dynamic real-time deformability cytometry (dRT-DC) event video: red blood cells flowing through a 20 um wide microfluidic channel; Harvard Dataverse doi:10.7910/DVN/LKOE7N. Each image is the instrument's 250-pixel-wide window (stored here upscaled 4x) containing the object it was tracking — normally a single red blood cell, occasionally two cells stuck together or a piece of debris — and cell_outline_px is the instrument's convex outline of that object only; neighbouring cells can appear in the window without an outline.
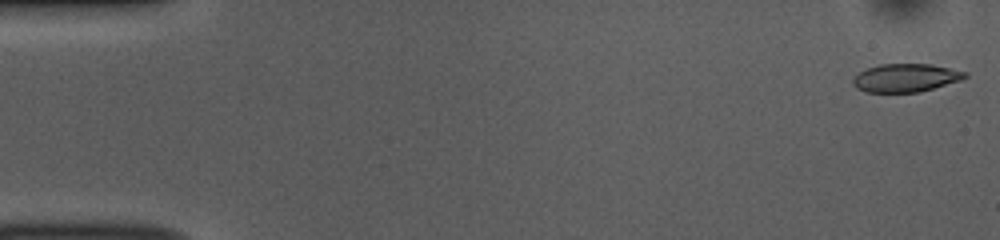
{"species": "common noctule bat (a hibernating species)", "species_latin": "Nyctalus noctula", "temperature_condition": "room temperature", "stored_images_in_passage": 51, "camera_frame_rate_fps": 3000, "um_per_image_px": 0.085, "animal": {"sex": "female", "body_mass_g": 10.0, "forearm_length_mm": 53.1}, "frame": {"image": 1, "passage_image": 1, "time_ms": 0.0, "image_size_px": [1000, 240], "cell_outline_px": [[968, 76], [960, 80], [920, 92], [868, 92], [856, 88], [852, 84], [852, 80], [860, 72], [868, 68], [880, 64], [932, 64], [968, 72]], "centroid_in_image_um": [77.0, 6.61], "position_along_channel_um": 8.0, "area_um2": 18.32}}
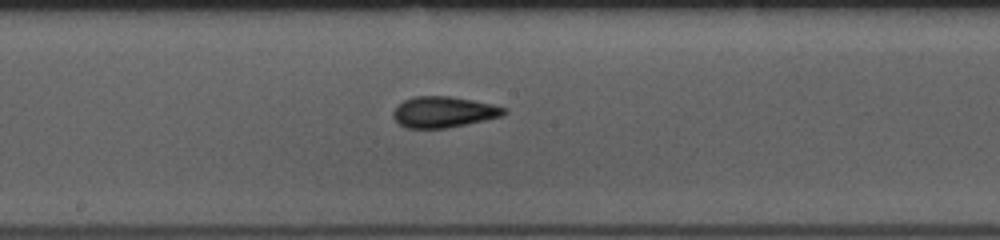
{"frame": {"image": 2, "passage_image": 27, "time_ms": 8.667, "image_size_px": [1000, 240], "cell_outline_px": [[508, 112], [504, 116], [448, 128], [408, 128], [400, 124], [392, 116], [392, 112], [404, 100], [412, 96], [448, 96], [472, 100], [492, 104], [508, 108]], "centroid_in_image_um": [37.75, 9.52], "position_along_channel_um": 210.5, "area_um2": 20.06}}
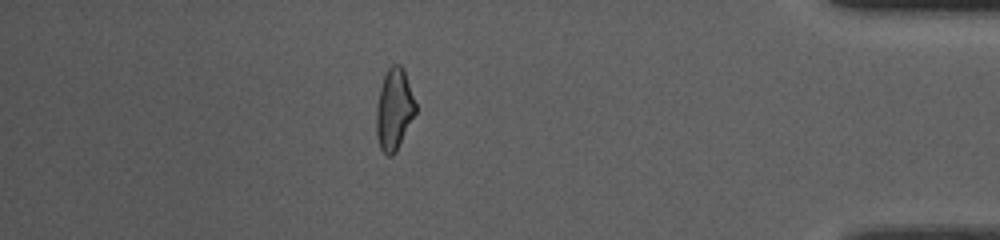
{"frame": {"image": 3, "passage_image": 45, "time_ms": 14.667, "image_size_px": [1000, 240], "cell_outline_px": [[416, 112], [396, 152], [392, 156], [388, 156], [380, 148], [376, 136], [376, 108], [380, 88], [384, 76], [388, 68], [392, 64], [400, 64], [404, 68], [416, 104]], "centroid_in_image_um": [33.5, 9.29], "position_along_channel_um": 401.7, "area_um2": 18.67}, "authors_computed_cell_mechanics": {"area_um2": 19.363, "velocity_mm_per_s": 3.8647, "shape_relaxation_time_tau1_ms": 6.7375, "shape_relaxation_time_tau2_ms": 1.946, "deformation_change_tau1": 0.1698, "deformation_change_tau2": 0.0813}}